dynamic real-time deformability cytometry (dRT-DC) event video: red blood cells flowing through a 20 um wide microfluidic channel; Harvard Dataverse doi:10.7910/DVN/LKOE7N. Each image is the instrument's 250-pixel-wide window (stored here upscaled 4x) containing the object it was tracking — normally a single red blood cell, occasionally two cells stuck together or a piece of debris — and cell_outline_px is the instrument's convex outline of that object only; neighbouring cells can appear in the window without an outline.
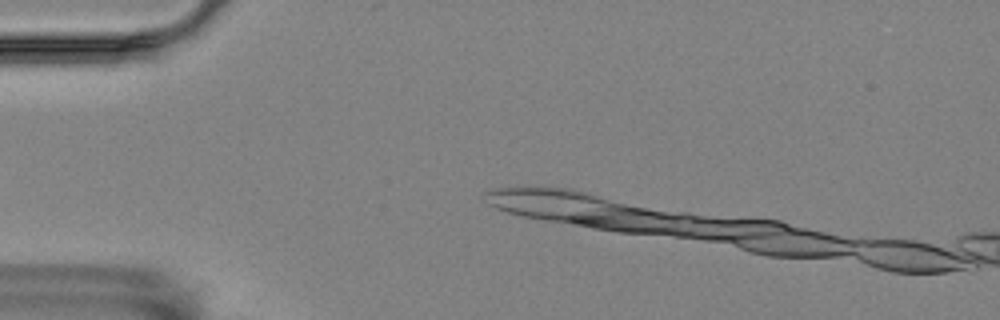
{"species": "Egyptian fruit bat (a non-hibernating species)", "species_latin": "Rousettus aegyptiacus", "temperature_condition": "room temperature", "stored_images_in_passage": 8, "camera_frame_rate_fps": 3000, "um_per_image_px": 0.085, "animal": {"sex": "female"}, "frame": {"image": 1, "passage_image": 1, "time_ms": 0.0, "image_size_px": [1000, 320], "cell_outline_px": [[968, 260], [956, 268], [936, 272], [904, 272], [884, 268], [872, 264], [880, 240], [896, 240], [924, 244], [948, 252]], "centroid_in_image_um": [77.72, 21.88], "position_along_channel_um": 7.3, "area_um2": 15.61}}